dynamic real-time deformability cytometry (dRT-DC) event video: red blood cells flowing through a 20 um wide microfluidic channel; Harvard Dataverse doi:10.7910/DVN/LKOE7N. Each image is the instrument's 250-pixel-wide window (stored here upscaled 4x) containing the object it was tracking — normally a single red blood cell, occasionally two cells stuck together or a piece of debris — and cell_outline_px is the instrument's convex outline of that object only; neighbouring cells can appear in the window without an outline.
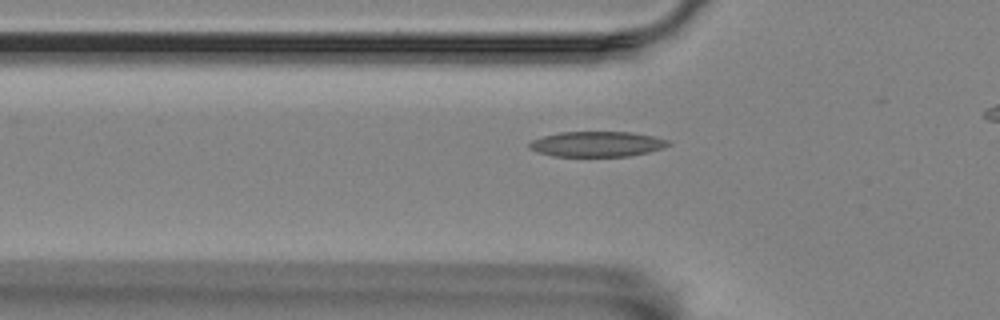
{"species": "Egyptian fruit bat (a non-hibernating species)", "species_latin": "Rousettus aegyptiacus", "temperature_condition": "room temperature", "stored_images_in_passage": 34, "camera_frame_rate_fps": 3000, "um_per_image_px": 0.085, "animal": {"sex": "female"}, "frame": {"image": 1, "passage_image": 3, "time_ms": 0.667, "image_size_px": [1000, 320], "cell_outline_px": [[672, 144], [664, 148], [648, 152], [628, 156], [552, 156], [528, 148], [528, 144], [532, 140], [544, 136], [560, 132], [632, 132], [656, 136], [668, 140]], "centroid_in_image_um": [50.79, 12.24], "position_along_channel_um": 75.0, "area_um2": 20.52}}
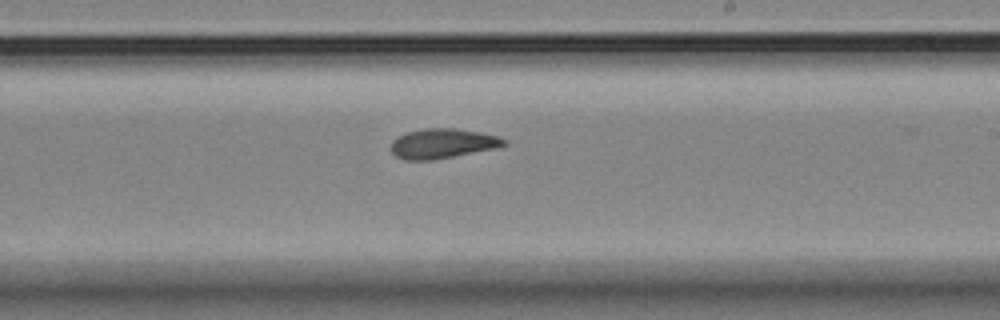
{"frame": {"image": 2, "passage_image": 18, "time_ms": 5.667, "image_size_px": [1000, 320], "cell_outline_px": [[508, 144], [496, 148], [432, 160], [404, 160], [396, 156], [392, 152], [392, 140], [408, 132], [424, 128], [456, 128], [480, 132], [500, 136], [508, 140]], "centroid_in_image_um": [37.66, 12.19], "position_along_channel_um": 251.3, "area_um2": 19.59}}
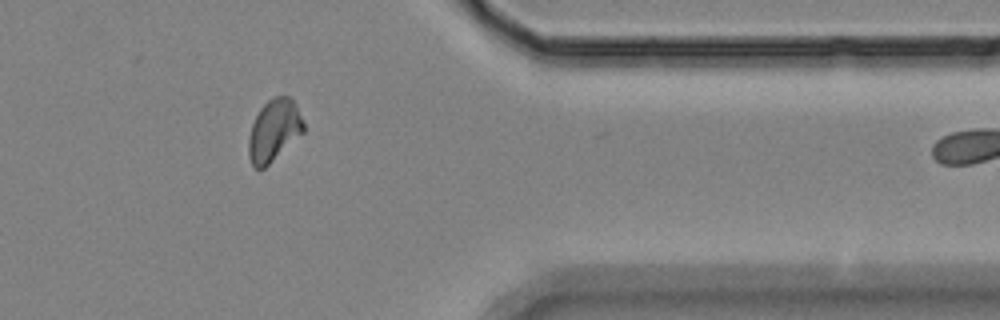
{"frame": {"image": 3, "passage_image": 31, "time_ms": 10.0, "image_size_px": [1000, 320], "cell_outline_px": [[304, 132], [264, 168], [256, 168], [252, 164], [248, 156], [248, 136], [252, 124], [260, 108], [268, 100], [276, 96], [288, 96], [296, 104], [304, 124]], "centroid_in_image_um": [23.27, 11.08], "position_along_channel_um": 388.1, "area_um2": 19.65}}